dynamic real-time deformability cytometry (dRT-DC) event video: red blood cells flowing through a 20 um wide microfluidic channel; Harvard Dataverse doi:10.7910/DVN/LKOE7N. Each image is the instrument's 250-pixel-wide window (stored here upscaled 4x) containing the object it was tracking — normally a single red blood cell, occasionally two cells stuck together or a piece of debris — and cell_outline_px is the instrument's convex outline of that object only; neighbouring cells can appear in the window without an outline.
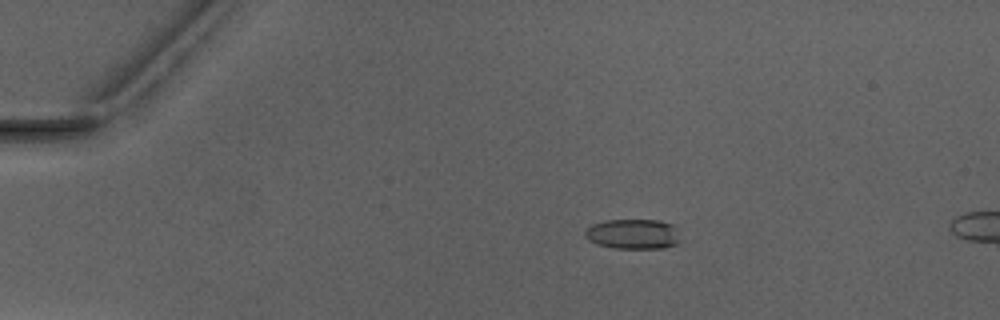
{"species": "Egyptian fruit bat (a non-hibernating species)", "species_latin": "Rousettus aegyptiacus", "temperature_condition": "warm", "stored_images_in_passage": 4, "camera_frame_rate_fps": 3000, "um_per_image_px": 0.085, "animal": {"sex": "male"}, "frame": {"image": 1, "passage_image": 2, "time_ms": 1.0, "image_size_px": [1000, 320], "cell_outline_px": [[684, 240], [676, 244], [664, 248], [612, 248], [596, 244], [588, 240], [584, 236], [584, 232], [592, 224], [604, 220], [660, 220], [672, 224], [676, 228]], "centroid_in_image_um": [53.85, 19.89], "position_along_channel_um": 31.2, "area_um2": 17.05}}